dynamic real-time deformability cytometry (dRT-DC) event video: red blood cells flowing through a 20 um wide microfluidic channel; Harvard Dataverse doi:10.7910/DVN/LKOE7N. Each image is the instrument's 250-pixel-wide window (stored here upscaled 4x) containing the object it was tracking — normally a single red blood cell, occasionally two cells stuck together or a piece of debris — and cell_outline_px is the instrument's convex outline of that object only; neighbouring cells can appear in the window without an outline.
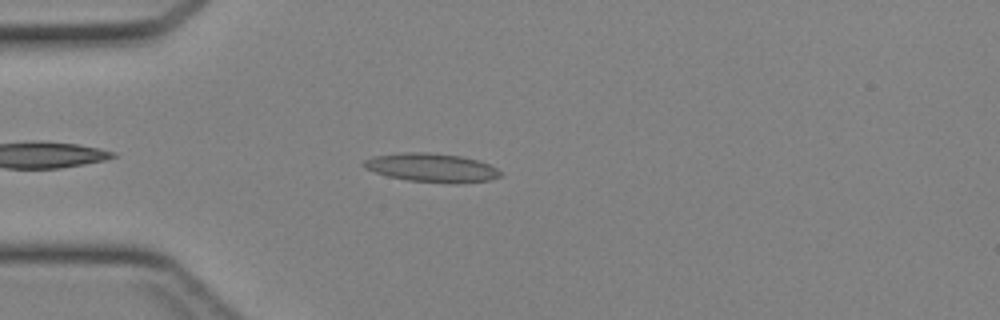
{"species": "Egyptian fruit bat (a non-hibernating species)", "species_latin": "Rousettus aegyptiacus", "temperature_condition": "cold", "stored_images_in_passage": 34, "camera_frame_rate_fps": 3000, "um_per_image_px": 0.085, "animal": {"sex": "female"}, "frame": {"image": 1, "passage_image": 4, "time_ms": 1.0, "image_size_px": [1000, 320], "cell_outline_px": [[500, 176], [488, 180], [408, 180], [388, 176], [364, 168], [360, 164], [364, 160], [372, 156], [404, 152], [428, 152], [460, 156], [476, 160], [488, 164], [496, 168], [500, 172]], "centroid_in_image_um": [36.55, 14.19], "position_along_channel_um": 48.4, "area_um2": 21.62}}
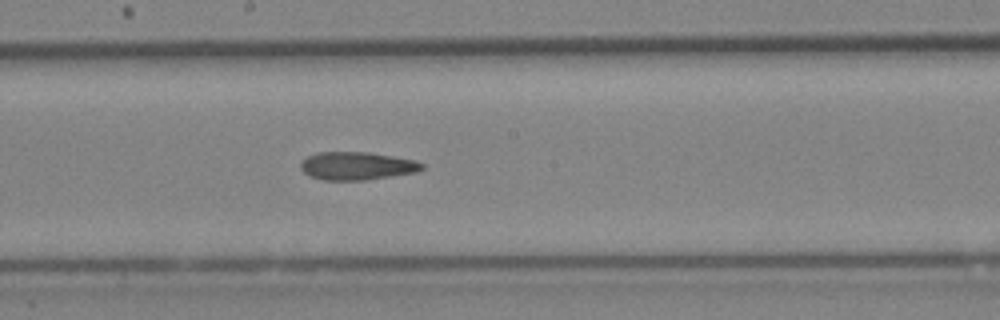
{"frame": {"image": 2, "passage_image": 16, "time_ms": 5.0, "image_size_px": [1000, 320], "cell_outline_px": [[424, 168], [416, 172], [364, 180], [324, 180], [308, 176], [300, 168], [300, 160], [316, 152], [368, 152], [416, 160], [424, 164]], "centroid_in_image_um": [30.3, 14.1], "position_along_channel_um": 217.9, "area_um2": 19.88}}
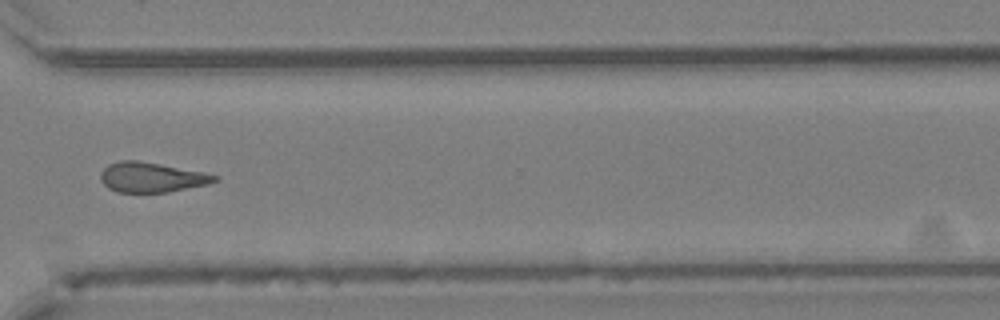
{"frame": {"image": 3, "passage_image": 25, "time_ms": 8.0, "image_size_px": [1000, 320], "cell_outline_px": [[220, 176], [216, 180], [208, 184], [168, 192], [116, 192], [108, 188], [100, 180], [100, 172], [108, 164], [120, 160], [136, 160], [204, 172]], "centroid_in_image_um": [12.85, 15.07], "position_along_channel_um": 357.8, "area_um2": 19.83}}